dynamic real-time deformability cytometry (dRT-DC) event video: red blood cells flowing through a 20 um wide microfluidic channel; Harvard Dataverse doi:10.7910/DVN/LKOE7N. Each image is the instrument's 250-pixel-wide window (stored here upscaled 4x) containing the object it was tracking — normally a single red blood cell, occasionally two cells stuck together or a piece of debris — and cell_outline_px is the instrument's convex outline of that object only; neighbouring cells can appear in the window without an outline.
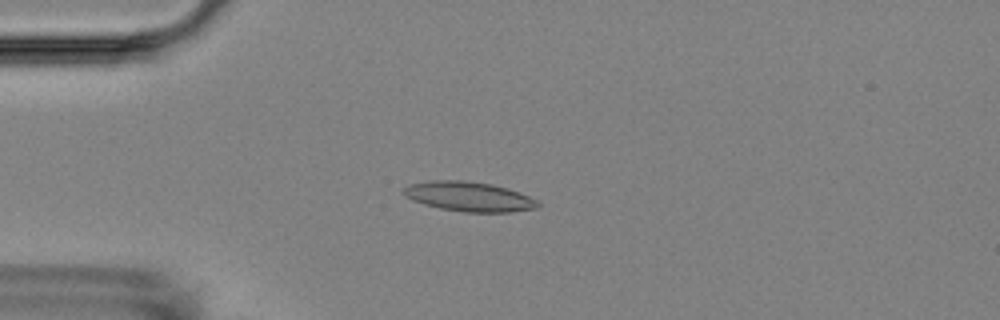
{"species": "Egyptian fruit bat (a non-hibernating species)", "species_latin": "Rousettus aegyptiacus", "temperature_condition": "room temperature", "stored_images_in_passage": 6, "camera_frame_rate_fps": 3000, "um_per_image_px": 0.085, "animal": {"sex": "female"}, "frame": {"image": 1, "passage_image": 4, "time_ms": 3.667, "image_size_px": [1000, 320], "cell_outline_px": [[540, 204], [536, 208], [512, 212], [464, 212], [440, 208], [424, 204], [412, 200], [404, 196], [400, 192], [408, 184], [428, 180], [464, 180], [492, 184], [508, 188], [520, 192], [536, 200]], "centroid_in_image_um": [39.82, 16.7], "position_along_channel_um": 45.2, "area_um2": 23.41}}
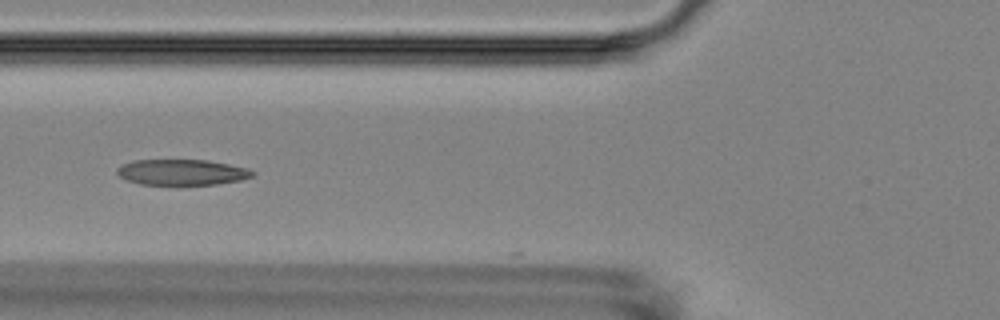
{"frame": {"image": 2, "passage_image": 6, "time_ms": 6.0, "image_size_px": [1000, 320], "cell_outline_px": [[256, 172], [252, 176], [240, 180], [216, 184], [180, 188], [176, 188], [140, 184], [128, 180], [120, 176], [116, 172], [116, 168], [132, 160], [208, 160], [248, 168]], "centroid_in_image_um": [15.45, 14.69], "position_along_channel_um": 110.4, "area_um2": 21.27}}